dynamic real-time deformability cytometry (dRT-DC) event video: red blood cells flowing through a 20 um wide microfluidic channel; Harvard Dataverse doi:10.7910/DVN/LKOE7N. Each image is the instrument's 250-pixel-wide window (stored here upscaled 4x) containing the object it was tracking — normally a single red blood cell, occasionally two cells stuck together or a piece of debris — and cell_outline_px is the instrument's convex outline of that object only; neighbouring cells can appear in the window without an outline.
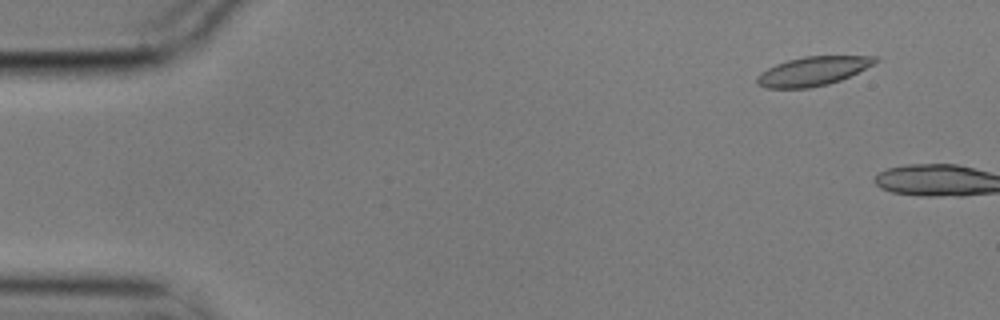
{"species": "common noctule bat (a hibernating species)", "species_latin": "Nyctalus noctula", "temperature_condition": "cold", "stored_images_in_passage": 3, "camera_frame_rate_fps": 3000, "um_per_image_px": 0.085, "animal": {"sex": "male", "body_mass_g": 17.9}, "frame": {"image": 1, "passage_image": 2, "time_ms": 0.333, "image_size_px": [1000, 320], "cell_outline_px": [[880, 60], [840, 80], [828, 84], [808, 88], [764, 88], [756, 84], [756, 76], [760, 72], [776, 64], [788, 60], [804, 56], [880, 56]], "centroid_in_image_um": [69.04, 6.05], "position_along_channel_um": 16.0, "area_um2": 19.88}}